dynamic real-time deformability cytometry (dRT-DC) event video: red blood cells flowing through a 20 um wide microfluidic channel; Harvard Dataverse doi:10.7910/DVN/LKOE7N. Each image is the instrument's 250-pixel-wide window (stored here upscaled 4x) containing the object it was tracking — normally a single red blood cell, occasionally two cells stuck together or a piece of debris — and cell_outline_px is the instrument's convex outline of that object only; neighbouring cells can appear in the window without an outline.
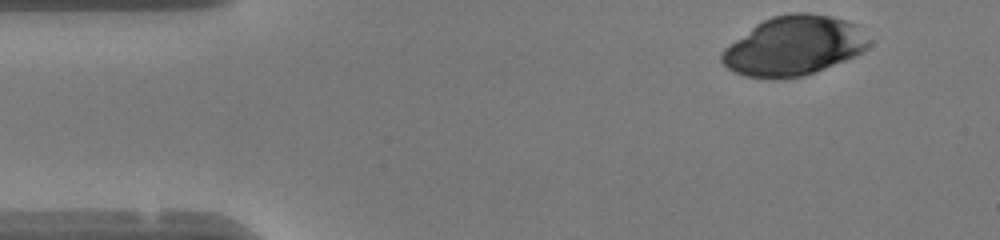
{"species": "human", "species_latin": "Homo sapiens", "temperature_condition": "warm", "stored_images_in_passage": 44, "camera_frame_rate_fps": 3000, "um_per_image_px": 0.085, "donor": {"sex": "female"}, "frame": {"image": 1, "passage_image": 1, "time_ms": 0.0, "image_size_px": [1000, 240], "cell_outline_px": [[868, 44], [860, 52], [844, 60], [804, 76], [772, 80], [744, 76], [728, 68], [720, 60], [720, 56], [724, 48], [756, 24], [772, 16], [788, 12], [812, 12], [832, 16], [844, 20], [852, 24]], "centroid_in_image_um": [67.36, 3.91], "position_along_channel_um": 17.6, "area_um2": 50.11}}
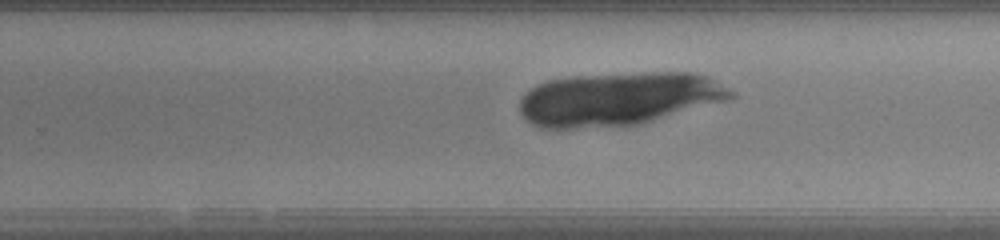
{"frame": {"image": 2, "passage_image": 26, "time_ms": 8.333, "image_size_px": [1000, 240], "cell_outline_px": [[736, 96], [728, 100], [640, 124], [572, 128], [540, 128], [524, 120], [520, 112], [520, 100], [536, 84], [548, 80], [576, 76], [652, 72], [696, 72], [736, 92]], "centroid_in_image_um": [52.57, 8.4], "position_along_channel_um": 277.2, "area_um2": 65.31}}
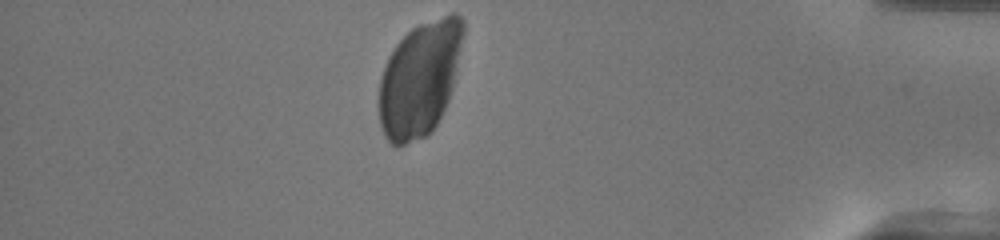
{"frame": {"image": 3, "passage_image": 38, "time_ms": 12.333, "image_size_px": [1000, 240], "cell_outline_px": [[464, 32], [452, 88], [448, 100], [432, 132], [424, 136], [396, 148], [384, 136], [380, 124], [380, 80], [388, 56], [396, 44], [412, 28], [420, 24], [452, 12], [456, 12], [464, 20]], "centroid_in_image_um": [35.68, 6.69], "position_along_channel_um": 399.5, "area_um2": 55.95}}